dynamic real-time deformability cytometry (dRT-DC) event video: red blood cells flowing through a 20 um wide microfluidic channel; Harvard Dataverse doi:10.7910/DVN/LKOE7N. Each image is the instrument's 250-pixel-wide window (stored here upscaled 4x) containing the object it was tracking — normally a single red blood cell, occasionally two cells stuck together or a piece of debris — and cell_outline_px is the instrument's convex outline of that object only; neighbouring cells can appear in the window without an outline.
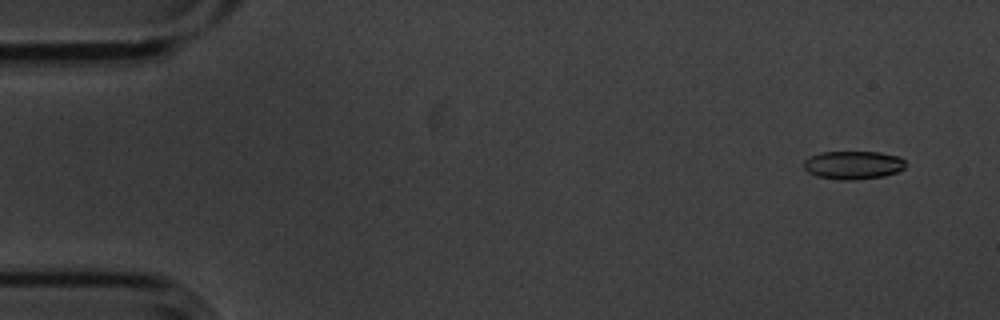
{"species": "common noctule bat (a hibernating species)", "species_latin": "Nyctalus noctula", "temperature_condition": "cold", "stored_images_in_passage": 7, "camera_frame_rate_fps": 3000, "um_per_image_px": 0.085, "animal": {"sex": "male", "body_mass_g": 20.1, "forearm_length_mm": 53.5}, "frame": {"image": 1, "passage_image": 1, "time_ms": 0.0, "image_size_px": [1000, 320], "cell_outline_px": [[908, 164], [904, 168], [896, 172], [884, 176], [856, 180], [840, 180], [816, 176], [808, 172], [804, 168], [804, 160], [820, 152], [880, 152], [900, 156]], "centroid_in_image_um": [72.55, 14.03], "position_along_channel_um": 12.5, "area_um2": 16.94}}
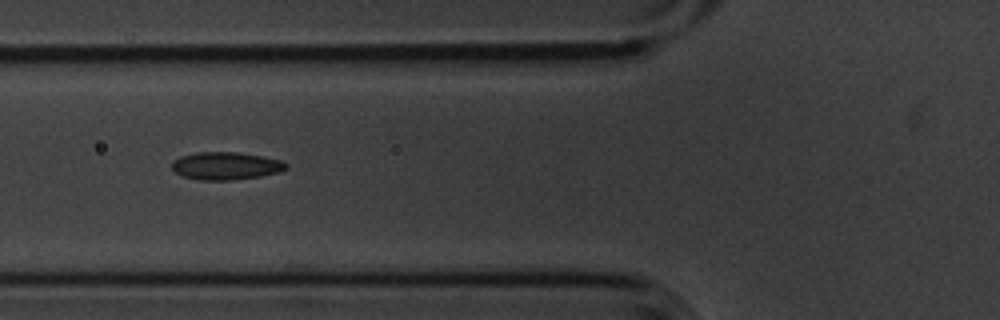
{"frame": {"image": 2, "passage_image": 6, "time_ms": 1.667, "image_size_px": [1000, 320], "cell_outline_px": [[288, 168], [280, 172], [260, 176], [232, 180], [200, 180], [184, 176], [176, 172], [172, 168], [172, 160], [180, 156], [196, 152], [240, 152], [284, 160], [288, 164]], "centroid_in_image_um": [19.23, 14.09], "position_along_channel_um": 106.6, "area_um2": 18.61}}
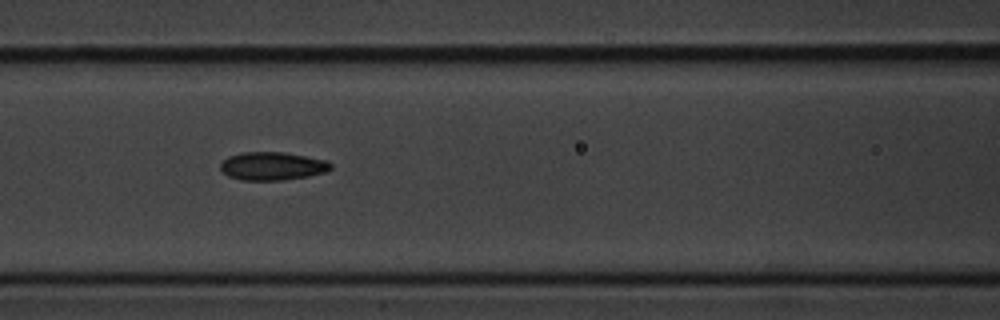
{"frame": {"image": 3, "passage_image": 7, "time_ms": 2.0, "image_size_px": [1000, 320], "cell_outline_px": [[332, 168], [324, 172], [308, 176], [284, 180], [240, 180], [228, 176], [220, 168], [220, 164], [228, 156], [240, 152], [284, 152], [328, 160], [332, 164]], "centroid_in_image_um": [23.15, 14.11], "position_along_channel_um": 143.4, "area_um2": 18.21}}